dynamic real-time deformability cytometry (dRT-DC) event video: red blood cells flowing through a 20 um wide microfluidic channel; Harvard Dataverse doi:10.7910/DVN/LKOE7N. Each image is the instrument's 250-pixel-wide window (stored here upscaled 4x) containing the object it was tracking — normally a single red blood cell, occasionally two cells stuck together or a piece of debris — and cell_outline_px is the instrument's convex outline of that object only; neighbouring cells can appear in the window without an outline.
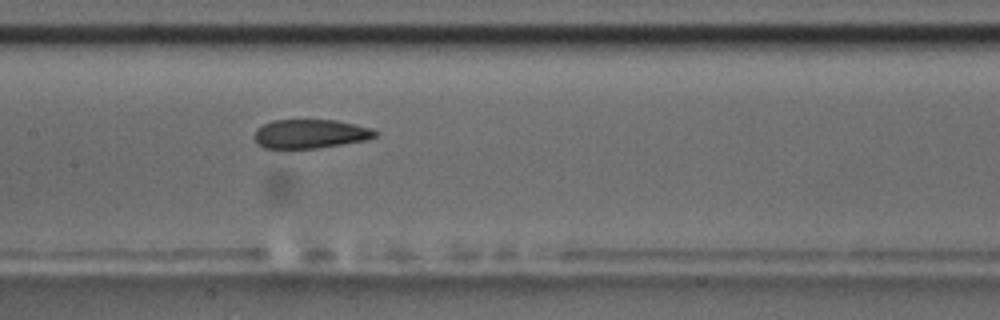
{"species": "common noctule bat (a hibernating species)", "species_latin": "Nyctalus noctula", "temperature_condition": "room temperature", "stored_images_in_passage": 6, "camera_frame_rate_fps": 3000, "um_per_image_px": 0.085, "animal": {"sex": "male", "body_mass_g": 17.5, "forearm_length_mm": 52.3}, "frame": {"image": 1, "passage_image": 6, "time_ms": 5.667, "image_size_px": [1000, 320], "cell_outline_px": [[380, 132], [376, 136], [364, 140], [316, 148], [264, 148], [256, 144], [252, 136], [256, 128], [272, 120], [336, 120], [372, 128]], "centroid_in_image_um": [26.32, 11.37], "position_along_channel_um": 181.1, "area_um2": 20.46}}